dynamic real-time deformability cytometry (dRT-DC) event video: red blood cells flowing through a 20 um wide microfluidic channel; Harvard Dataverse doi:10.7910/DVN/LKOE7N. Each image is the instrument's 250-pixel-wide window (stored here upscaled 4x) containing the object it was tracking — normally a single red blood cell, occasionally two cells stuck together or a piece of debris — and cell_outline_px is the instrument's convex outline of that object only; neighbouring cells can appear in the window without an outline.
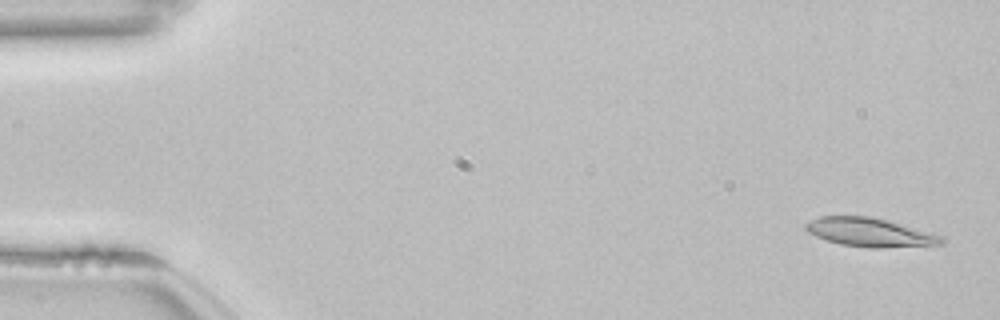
{"species": "common noctule bat (a hibernating species)", "species_latin": "Nyctalus noctula", "temperature_condition": "room temperature", "stored_images_in_passage": 54, "camera_frame_rate_fps": 3000, "um_per_image_px": 0.085, "animal": {"sex": "female", "body_mass_g": 22.7, "forearm_length_mm": 54.2}, "frame": {"image": 1, "passage_image": 2, "time_ms": 0.333, "image_size_px": [1000, 320], "cell_outline_px": [[944, 244], [884, 248], [868, 248], [840, 244], [824, 240], [808, 232], [804, 228], [804, 224], [820, 216], [872, 216], [888, 220], [932, 232], [944, 236]], "centroid_in_image_um": [73.97, 19.75], "position_along_channel_um": 11.0, "area_um2": 23.06}}
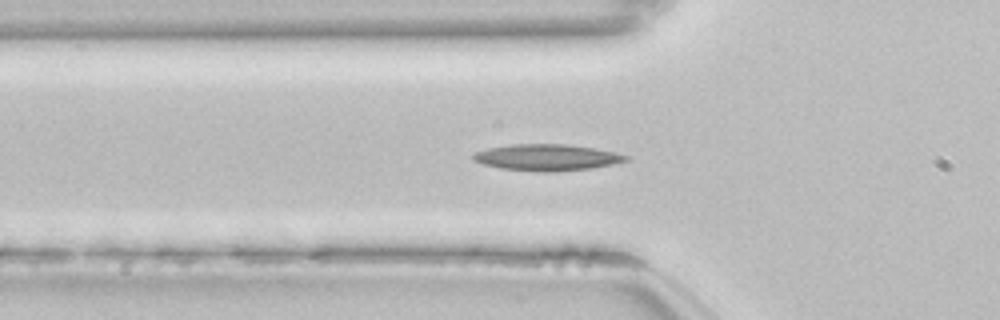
{"frame": {"image": 2, "passage_image": 18, "time_ms": 5.667, "image_size_px": [1000, 320], "cell_outline_px": [[632, 160], [592, 168], [548, 172], [540, 172], [500, 168], [484, 164], [472, 160], [472, 156], [476, 152], [488, 148], [512, 144], [564, 144], [596, 148], [632, 156]], "centroid_in_image_um": [46.54, 13.38], "position_along_channel_um": 79.3, "area_um2": 23.58}}
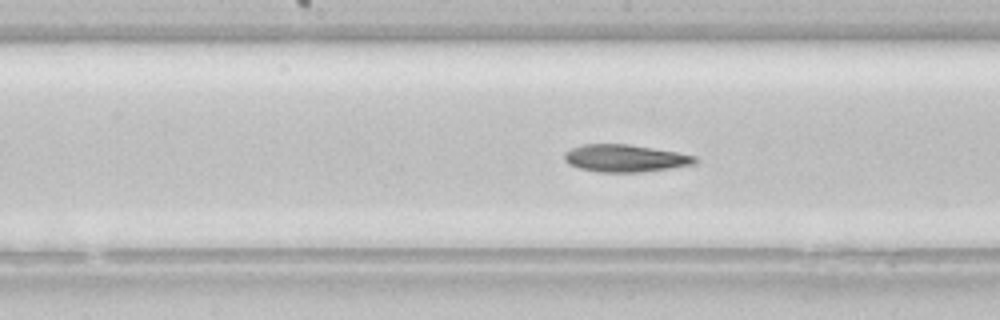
{"frame": {"image": 3, "passage_image": 27, "time_ms": 8.667, "image_size_px": [1000, 320], "cell_outline_px": [[696, 164], [640, 172], [600, 172], [580, 168], [568, 164], [564, 160], [564, 152], [572, 148], [584, 144], [628, 144], [676, 152], [696, 156]], "centroid_in_image_um": [53.1, 13.45], "position_along_channel_um": 195.1, "area_um2": 20.63}, "authors_computed_cell_mechanics": {"area_um2": 21.964, "velocity_mm_per_s": 3.8288, "shape_relaxation_time_tau1_ms": null, "shape_relaxation_time_tau2_ms": 11.1976, "deformation_change_tau1": null, "deformation_change_tau2": 0.2392}}